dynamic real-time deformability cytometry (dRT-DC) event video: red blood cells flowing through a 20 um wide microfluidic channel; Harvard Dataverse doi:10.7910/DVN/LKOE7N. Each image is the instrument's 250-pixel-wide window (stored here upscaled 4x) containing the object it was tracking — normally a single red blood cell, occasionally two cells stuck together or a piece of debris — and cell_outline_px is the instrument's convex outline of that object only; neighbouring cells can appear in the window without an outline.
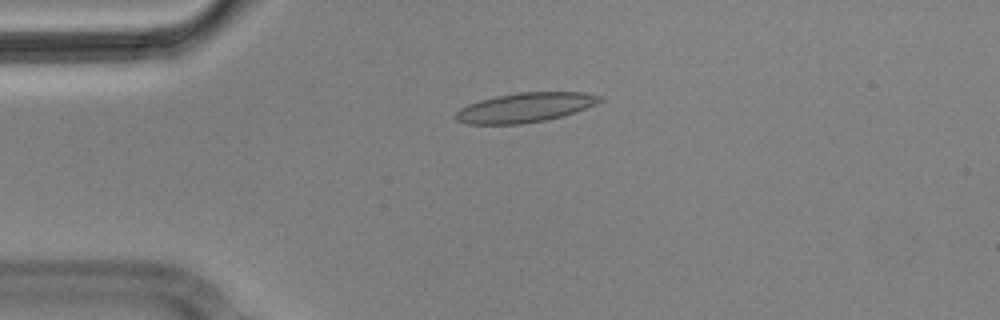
{"species": "Egyptian fruit bat (a non-hibernating species)", "species_latin": "Rousettus aegyptiacus", "temperature_condition": "cold", "stored_images_in_passage": 3, "camera_frame_rate_fps": 3000, "um_per_image_px": 0.085, "animal": {"sex": "male"}, "frame": {"image": 1, "passage_image": 1, "time_ms": 0.0, "image_size_px": [1000, 320], "cell_outline_px": [[604, 100], [596, 104], [548, 120], [520, 124], [468, 124], [456, 120], [452, 116], [460, 108], [468, 104], [480, 100], [496, 96], [516, 92], [584, 92], [604, 96]], "centroid_in_image_um": [44.61, 9.13], "position_along_channel_um": 40.4, "area_um2": 24.85}}